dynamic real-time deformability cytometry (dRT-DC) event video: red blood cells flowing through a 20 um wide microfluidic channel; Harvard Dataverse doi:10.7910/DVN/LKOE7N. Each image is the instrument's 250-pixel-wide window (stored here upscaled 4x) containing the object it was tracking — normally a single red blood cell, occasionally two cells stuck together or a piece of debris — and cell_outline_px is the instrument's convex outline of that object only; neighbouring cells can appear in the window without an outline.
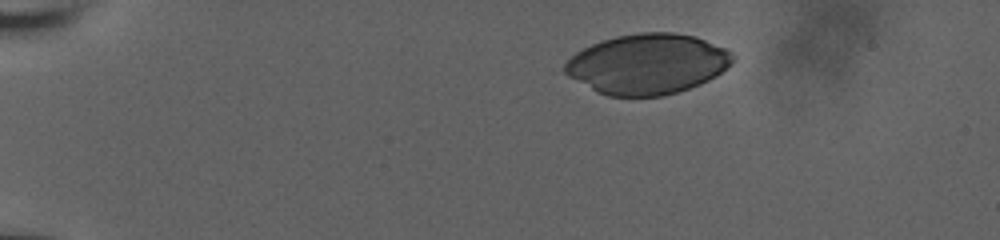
{"species": "human", "species_latin": "Homo sapiens", "temperature_condition": "room temperature", "stored_images_in_passage": 35, "camera_frame_rate_fps": 3000, "um_per_image_px": 0.085, "donor": {"sex": "male"}, "frame": {"image": 1, "passage_image": 1, "time_ms": 0.0, "image_size_px": [1000, 240], "cell_outline_px": [[736, 56], [732, 64], [716, 76], [700, 84], [664, 96], [608, 96], [596, 92], [568, 76], [564, 72], [564, 64], [576, 52], [592, 44], [616, 36], [640, 32], [672, 32], [696, 36], [728, 48]], "centroid_in_image_um": [55.07, 5.43], "position_along_channel_um": 29.9, "area_um2": 59.19}}